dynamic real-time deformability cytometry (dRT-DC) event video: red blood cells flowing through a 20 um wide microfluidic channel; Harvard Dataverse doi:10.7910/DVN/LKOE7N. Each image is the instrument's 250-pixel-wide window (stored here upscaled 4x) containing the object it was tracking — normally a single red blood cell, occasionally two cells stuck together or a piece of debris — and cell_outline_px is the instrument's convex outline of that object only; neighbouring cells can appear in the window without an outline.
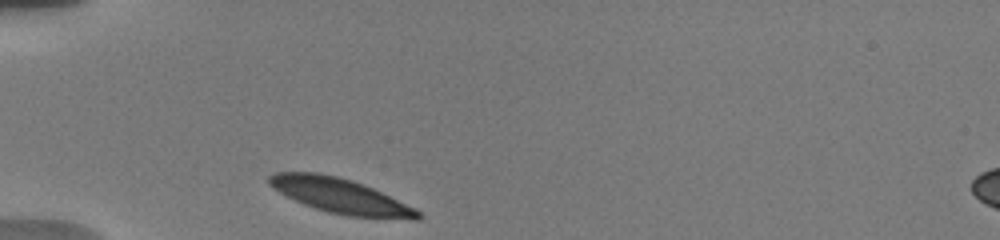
{"species": "human", "species_latin": "Homo sapiens", "temperature_condition": "warm", "stored_images_in_passage": 4, "camera_frame_rate_fps": 3000, "um_per_image_px": 0.085, "donor": {"sex": "male"}, "frame": {"image": 1, "passage_image": 1, "time_ms": 0.0, "image_size_px": [1000, 240], "cell_outline_px": [[424, 216], [420, 220], [412, 220], [348, 216], [328, 212], [304, 204], [272, 188], [268, 184], [268, 176], [276, 172], [316, 172], [336, 176], [352, 180], [372, 188], [416, 208]], "centroid_in_image_um": [28.98, 16.66], "position_along_channel_um": 56.0, "area_um2": 30.23}}